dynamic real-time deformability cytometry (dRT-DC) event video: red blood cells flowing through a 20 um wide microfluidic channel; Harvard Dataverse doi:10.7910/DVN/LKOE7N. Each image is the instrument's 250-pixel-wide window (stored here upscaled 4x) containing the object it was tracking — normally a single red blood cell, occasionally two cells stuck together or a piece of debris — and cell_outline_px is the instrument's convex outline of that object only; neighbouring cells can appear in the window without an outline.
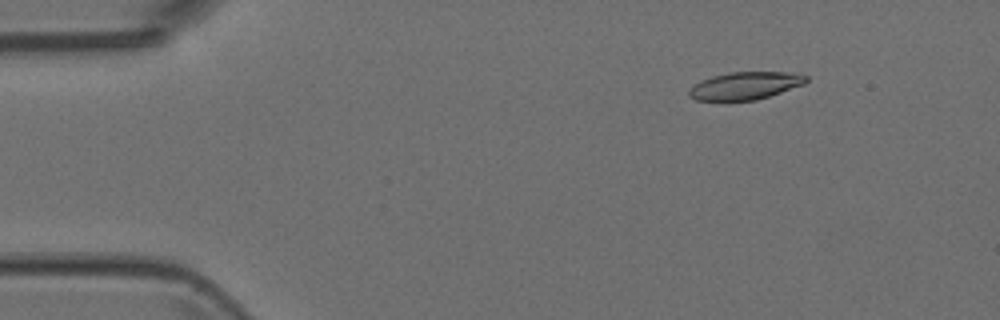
{"species": "Egyptian fruit bat (a non-hibernating species)", "species_latin": "Rousettus aegyptiacus", "temperature_condition": "room temperature", "stored_images_in_passage": 4, "camera_frame_rate_fps": 3000, "um_per_image_px": 0.085, "animal": {"sex": "female"}, "frame": {"image": 1, "passage_image": 2, "time_ms": 0.333, "image_size_px": [1000, 320], "cell_outline_px": [[808, 80], [804, 84], [756, 100], [724, 104], [696, 100], [688, 96], [688, 88], [700, 80], [712, 76], [732, 72], [800, 72], [808, 76]], "centroid_in_image_um": [63.26, 7.33], "position_along_channel_um": 21.7, "area_um2": 19.77}}